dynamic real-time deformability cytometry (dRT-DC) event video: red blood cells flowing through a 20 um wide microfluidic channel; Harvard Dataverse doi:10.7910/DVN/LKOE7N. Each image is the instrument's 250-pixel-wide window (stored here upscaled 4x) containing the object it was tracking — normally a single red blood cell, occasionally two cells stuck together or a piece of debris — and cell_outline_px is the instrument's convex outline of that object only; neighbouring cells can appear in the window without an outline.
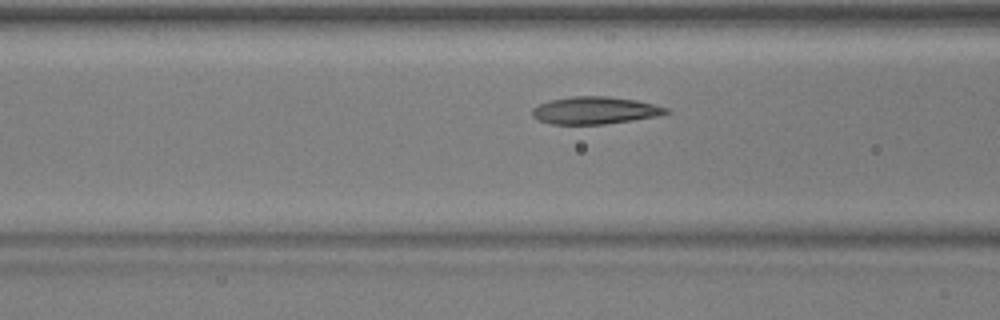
{"species": "common noctule bat (a hibernating species)", "species_latin": "Nyctalus noctula", "temperature_condition": "warm", "stored_images_in_passage": 48, "camera_frame_rate_fps": 3000, "um_per_image_px": 0.085, "animal": {"sex": "male", "body_mass_g": 17.9, "forearm_length_mm": 54.2}, "frame": {"image": 1, "passage_image": 17, "time_ms": 5.333, "image_size_px": [1000, 320], "cell_outline_px": [[672, 112], [656, 116], [632, 120], [604, 124], [552, 124], [540, 120], [532, 116], [532, 108], [548, 100], [572, 96], [608, 96], [636, 100], [668, 108]], "centroid_in_image_um": [50.56, 9.38], "position_along_channel_um": 116.0, "area_um2": 21.27}}
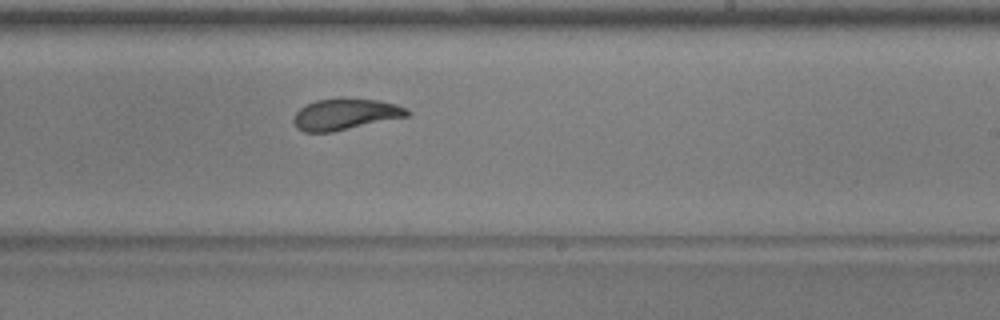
{"frame": {"image": 2, "passage_image": 28, "time_ms": 9.0, "image_size_px": [1000, 320], "cell_outline_px": [[412, 112], [408, 116], [332, 132], [304, 132], [296, 128], [292, 120], [296, 112], [304, 104], [316, 100], [340, 96], [380, 100], [396, 104], [408, 108]], "centroid_in_image_um": [29.34, 9.68], "position_along_channel_um": 259.7, "area_um2": 21.27}}
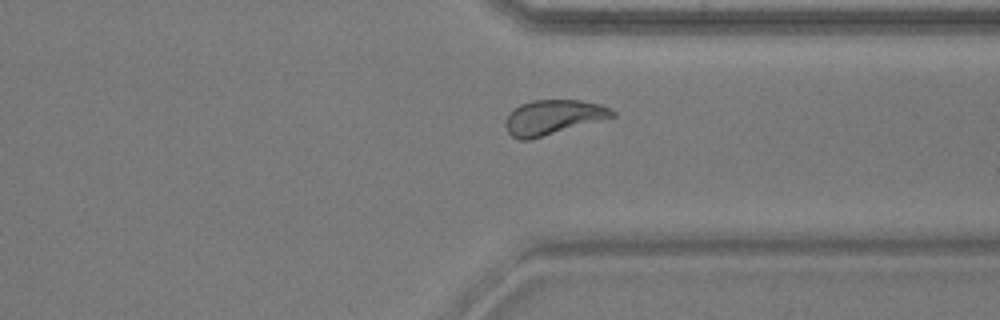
{"frame": {"image": 3, "passage_image": 36, "time_ms": 11.667, "image_size_px": [1000, 320], "cell_outline_px": [[616, 116], [532, 140], [516, 140], [508, 132], [504, 124], [508, 116], [520, 104], [532, 100], [580, 100], [600, 104], [616, 112]], "centroid_in_image_um": [47.01, 9.98], "position_along_channel_um": 364.4, "area_um2": 21.68}, "authors_computed_cell_mechanics": {"area_um2": 21.3282, "velocity_mm_per_s": 3.9291, "shape_relaxation_time_tau1_ms": 4.2628, "shape_relaxation_time_tau2_ms": 1.5764, "deformation_change_tau1": 0.1546, "deformation_change_tau2": 0.0691}}